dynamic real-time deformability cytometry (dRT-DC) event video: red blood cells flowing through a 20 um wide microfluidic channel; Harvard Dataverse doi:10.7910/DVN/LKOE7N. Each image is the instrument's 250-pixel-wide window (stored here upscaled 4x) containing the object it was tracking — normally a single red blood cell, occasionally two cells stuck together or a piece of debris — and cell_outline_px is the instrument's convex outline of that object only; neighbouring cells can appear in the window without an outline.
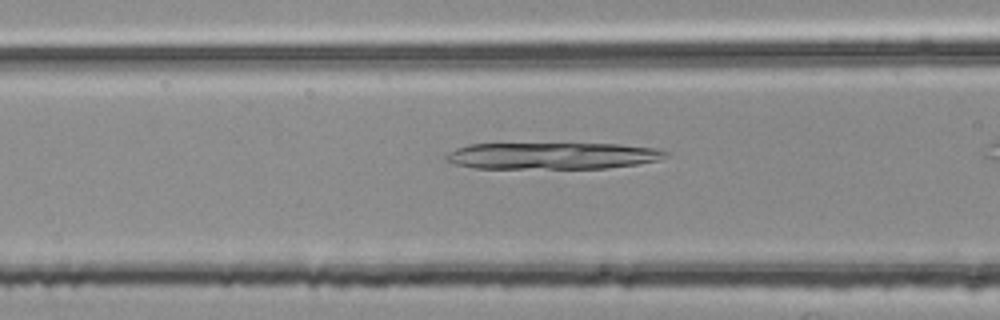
{"species": "common noctule bat (a hibernating species)", "species_latin": "Nyctalus noctula", "temperature_condition": "room temperature", "stored_images_in_passage": 39, "camera_frame_rate_fps": 3000, "um_per_image_px": 0.085, "animal": {"sex": "female", "body_mass_g": 25.1}, "frame": {"image": 1, "passage_image": 18, "time_ms": 5.667, "image_size_px": [1000, 320], "cell_outline_px": [[668, 156], [660, 160], [636, 164], [608, 168], [472, 168], [456, 164], [444, 160], [444, 156], [448, 152], [456, 148], [468, 144], [620, 144], [652, 148], [668, 152]], "centroid_in_image_um": [46.92, 13.24], "position_along_channel_um": 119.7, "area_um2": 34.1}}
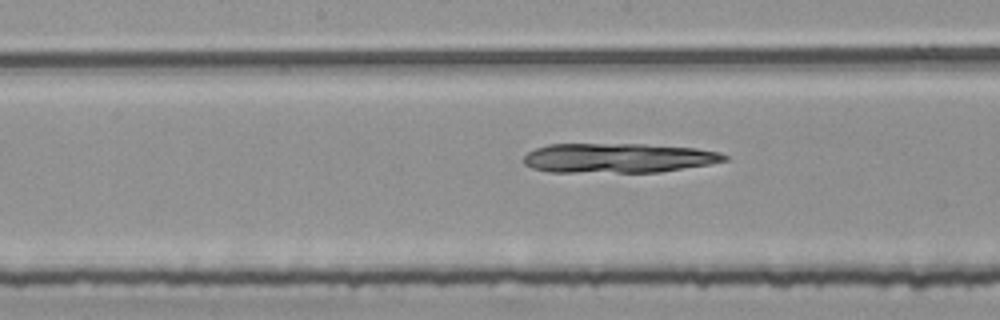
{"frame": {"image": 2, "passage_image": 24, "time_ms": 7.667, "image_size_px": [1000, 320], "cell_outline_px": [[728, 160], [708, 164], [660, 172], [548, 172], [532, 168], [524, 164], [524, 156], [528, 152], [536, 148], [548, 144], [644, 144], [696, 148], [720, 152], [728, 156]], "centroid_in_image_um": [52.53, 13.43], "position_along_channel_um": 195.7, "area_um2": 34.68}}
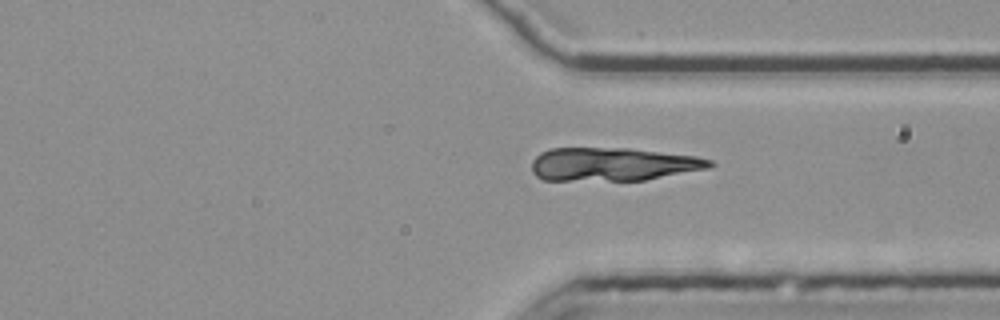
{"frame": {"image": 3, "passage_image": 37, "time_ms": 12.0, "image_size_px": [1000, 320], "cell_outline_px": [[716, 164], [708, 168], [644, 180], [544, 180], [536, 176], [532, 172], [532, 160], [540, 152], [552, 148], [628, 148], [696, 156], [712, 160]], "centroid_in_image_um": [52.08, 13.95], "position_along_channel_um": 359.3, "area_um2": 34.51}}